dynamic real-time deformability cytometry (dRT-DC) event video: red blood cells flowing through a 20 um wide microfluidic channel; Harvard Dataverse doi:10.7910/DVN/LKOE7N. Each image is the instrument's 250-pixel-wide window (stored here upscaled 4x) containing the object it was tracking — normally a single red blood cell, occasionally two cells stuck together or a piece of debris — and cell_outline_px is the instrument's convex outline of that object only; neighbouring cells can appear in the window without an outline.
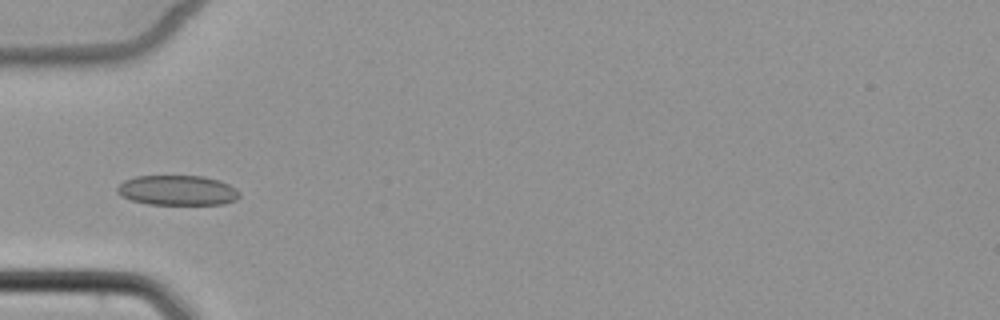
{"species": "common noctule bat (a hibernating species)", "species_latin": "Nyctalus noctula", "temperature_condition": "cold", "stored_images_in_passage": 5, "camera_frame_rate_fps": 3000, "um_per_image_px": 0.085, "animal": {"sex": "female", "body_mass_g": 22.7, "forearm_length_mm": 54.2}, "frame": {"image": 1, "passage_image": 5, "time_ms": 5.333, "image_size_px": [1000, 320], "cell_outline_px": [[240, 196], [236, 200], [224, 204], [148, 204], [132, 200], [120, 196], [116, 192], [116, 188], [124, 180], [136, 176], [204, 176], [220, 180], [236, 188], [240, 192]], "centroid_in_image_um": [15.09, 16.17], "position_along_channel_um": 69.9, "area_um2": 21.5}}